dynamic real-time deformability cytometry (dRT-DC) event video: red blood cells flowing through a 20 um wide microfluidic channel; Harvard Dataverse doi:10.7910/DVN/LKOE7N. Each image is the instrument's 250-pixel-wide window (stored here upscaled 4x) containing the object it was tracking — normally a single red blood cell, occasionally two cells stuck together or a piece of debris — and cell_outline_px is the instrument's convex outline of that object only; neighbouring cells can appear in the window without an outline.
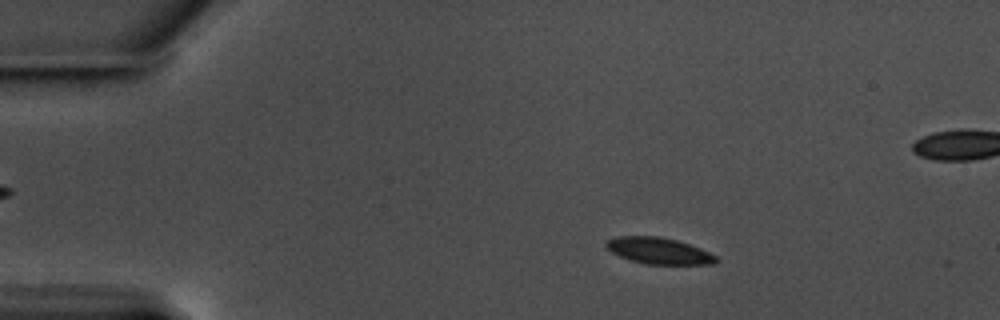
{"species": "common noctule bat (a hibernating species)", "species_latin": "Nyctalus noctula", "temperature_condition": "warm", "stored_images_in_passage": 60, "segment_of_instrument_passage": [1, 2], "camera_frame_rate_fps": 3000, "um_per_image_px": 0.085, "animal": {"sex": "male", "body_mass_g": 17.5, "forearm_length_mm": 52.3}, "frame": {"image": 1, "passage_image": 11, "time_ms": 3.333, "image_size_px": [1000, 320], "cell_outline_px": [[720, 260], [712, 264], [648, 264], [632, 260], [620, 256], [604, 248], [604, 240], [616, 236], [660, 236], [676, 240], [700, 248], [716, 256]], "centroid_in_image_um": [55.95, 21.3], "position_along_channel_um": 29.1, "area_um2": 16.94}}
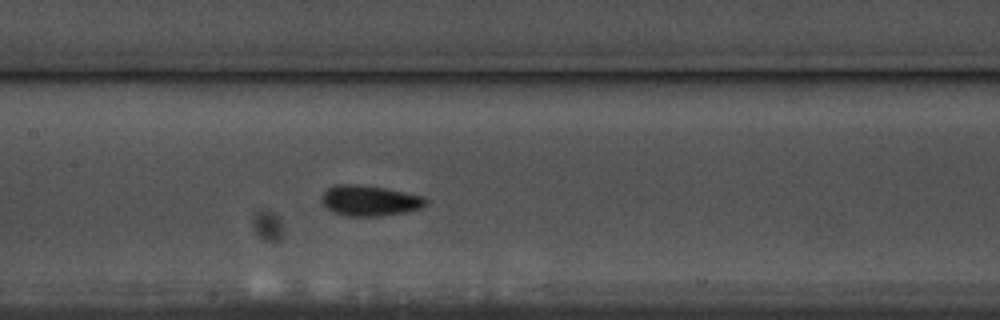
{"frame": {"image": 2, "passage_image": 29, "time_ms": 9.333, "image_size_px": [1000, 320], "cell_outline_px": [[428, 204], [420, 208], [404, 212], [384, 216], [344, 216], [332, 212], [320, 200], [320, 196], [328, 188], [336, 184], [360, 184], [388, 188], [424, 196], [428, 200]], "centroid_in_image_um": [31.43, 17.04], "position_along_channel_um": 176.0, "area_um2": 18.9}}
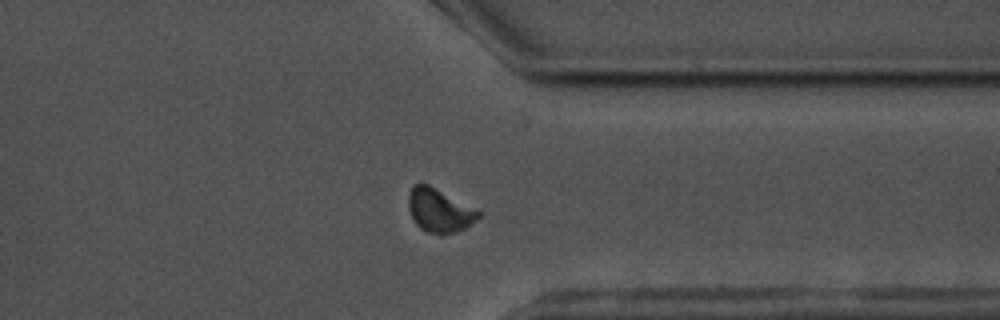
{"frame": {"image": 3, "passage_image": 46, "time_ms": 15.0, "image_size_px": [1000, 320], "cell_outline_px": [[484, 212], [480, 216], [464, 228], [456, 232], [424, 232], [412, 220], [408, 208], [408, 192], [412, 184], [428, 184]], "centroid_in_image_um": [37.32, 17.85], "position_along_channel_um": 374.1, "area_um2": 17.74}}